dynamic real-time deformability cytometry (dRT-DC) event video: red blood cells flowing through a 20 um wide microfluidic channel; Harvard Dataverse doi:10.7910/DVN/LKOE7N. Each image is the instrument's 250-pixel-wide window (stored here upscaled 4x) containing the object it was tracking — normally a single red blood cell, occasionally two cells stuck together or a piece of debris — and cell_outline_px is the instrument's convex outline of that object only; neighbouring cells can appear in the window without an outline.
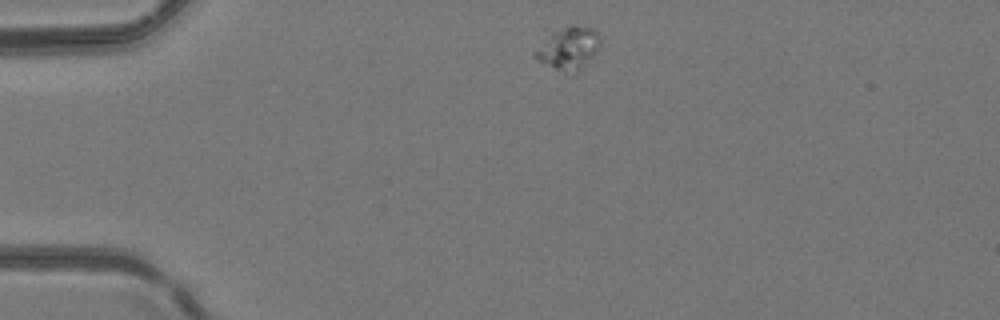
{"species": "common noctule bat (a hibernating species)", "species_latin": "Nyctalus noctula", "temperature_condition": "room temperature", "stored_images_in_passage": 4, "camera_frame_rate_fps": 3000, "um_per_image_px": 0.085, "animal": {"sex": "female", "body_mass_g": 24.6, "forearm_length_mm": 56.2}, "frame": {"image": 1, "passage_image": 1, "time_ms": 0.0, "image_size_px": [1000, 320], "cell_outline_px": [[600, 40], [592, 56], [576, 72], [556, 68], [532, 56], [532, 52], [552, 32], [572, 24], [592, 28], [596, 32]], "centroid_in_image_um": [48.29, 4.04], "position_along_channel_um": 36.7, "area_um2": 15.26}}
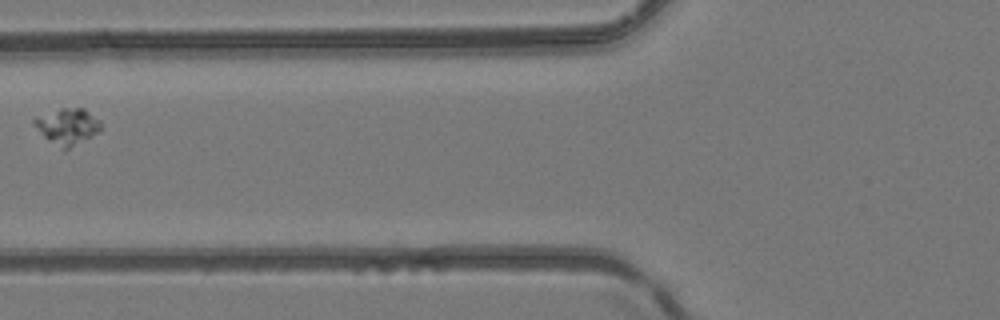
{"frame": {"image": 2, "passage_image": 3, "time_ms": 3.333, "image_size_px": [1000, 320], "cell_outline_px": [[104, 128], [100, 132], [64, 152], [48, 140], [32, 124], [32, 120], [36, 116], [60, 108], [84, 108]], "centroid_in_image_um": [5.71, 10.78], "position_along_channel_um": 120.1, "area_um2": 14.22}}
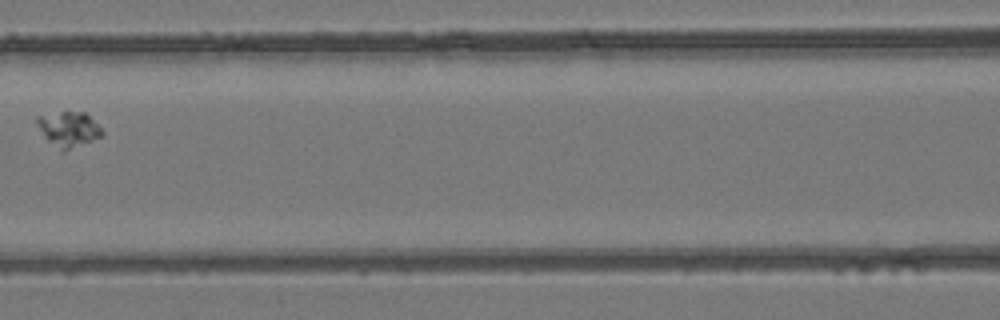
{"frame": {"image": 3, "passage_image": 4, "time_ms": 4.333, "image_size_px": [1000, 320], "cell_outline_px": [[104, 136], [64, 152], [60, 152], [44, 136], [36, 124], [36, 116], [60, 112], [84, 112], [104, 132]], "centroid_in_image_um": [5.82, 11.01], "position_along_channel_um": 160.8, "area_um2": 13.35}}